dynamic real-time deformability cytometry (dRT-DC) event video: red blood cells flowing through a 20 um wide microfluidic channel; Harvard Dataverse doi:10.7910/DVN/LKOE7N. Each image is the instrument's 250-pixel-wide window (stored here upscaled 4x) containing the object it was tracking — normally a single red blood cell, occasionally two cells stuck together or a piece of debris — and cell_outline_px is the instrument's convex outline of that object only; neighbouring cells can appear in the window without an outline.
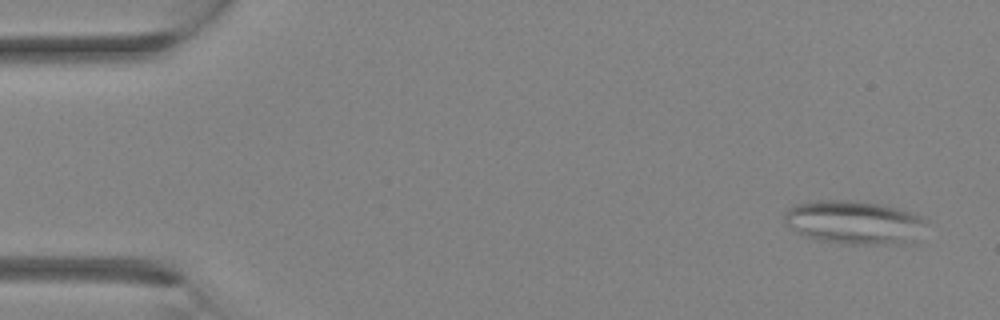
{"species": "Egyptian fruit bat (a non-hibernating species)", "species_latin": "Rousettus aegyptiacus", "temperature_condition": "room temperature", "stored_images_in_passage": 11, "camera_frame_rate_fps": 3000, "um_per_image_px": 0.085, "animal": {"sex": "female"}, "frame": {"image": 1, "passage_image": 1, "time_ms": 0.0, "image_size_px": [1000, 320], "cell_outline_px": [[924, 220], [912, 244], [840, 244], [820, 240], [804, 236], [796, 232], [784, 224], [784, 212], [788, 208], [796, 204], [816, 200], [852, 200], [880, 204], [912, 212], [920, 216]], "centroid_in_image_um": [72.52, 18.9], "position_along_channel_um": 12.5, "area_um2": 36.01}}
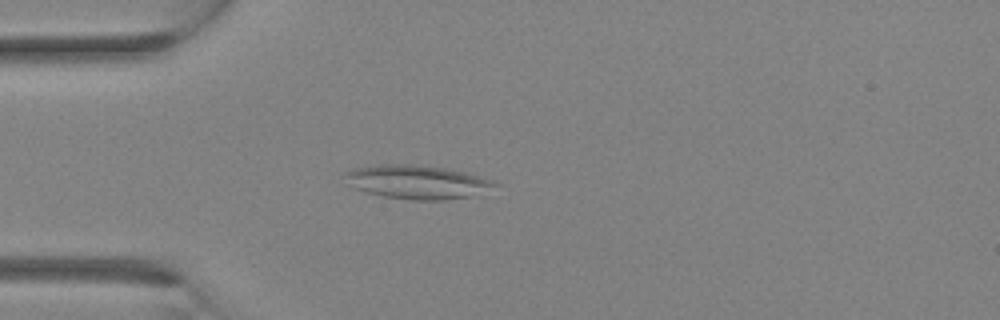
{"frame": {"image": 2, "passage_image": 8, "time_ms": 2.333, "image_size_px": [1000, 320], "cell_outline_px": [[500, 184], [468, 196], [444, 200], [412, 200], [384, 196], [364, 192], [352, 188], [344, 172], [352, 168], [380, 164], [408, 164], [444, 168], [464, 172], [492, 180]], "centroid_in_image_um": [35.38, 15.46], "position_along_channel_um": 49.6, "area_um2": 29.02}}